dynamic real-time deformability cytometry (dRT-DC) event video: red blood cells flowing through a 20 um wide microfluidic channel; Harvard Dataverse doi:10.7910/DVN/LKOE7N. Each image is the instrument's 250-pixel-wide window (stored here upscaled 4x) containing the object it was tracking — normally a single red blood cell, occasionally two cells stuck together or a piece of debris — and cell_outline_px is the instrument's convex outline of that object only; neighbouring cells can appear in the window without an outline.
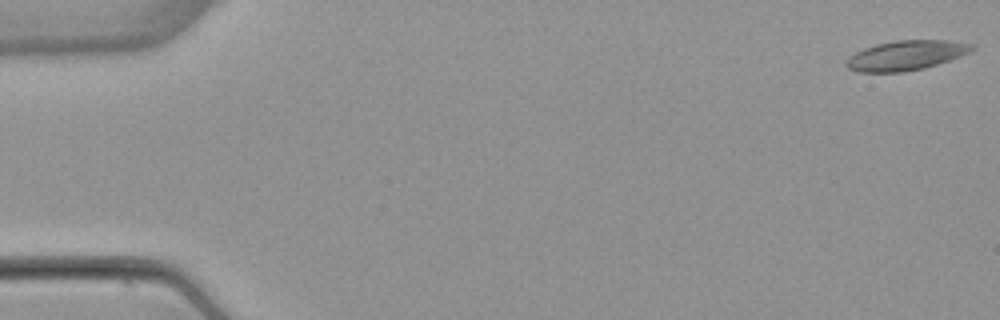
{"species": "common noctule bat (a hibernating species)", "species_latin": "Nyctalus noctula", "temperature_condition": "warm", "stored_images_in_passage": 11, "camera_frame_rate_fps": 3000, "um_per_image_px": 0.085, "animal": {"sex": "female", "body_mass_g": 22.7, "forearm_length_mm": 54.2}, "frame": {"image": 1, "passage_image": 1, "time_ms": 0.0, "image_size_px": [1000, 320], "cell_outline_px": [[976, 48], [960, 56], [924, 68], [904, 72], [860, 72], [848, 68], [844, 64], [844, 60], [848, 56], [864, 48], [876, 44], [896, 40], [948, 40], [976, 44]], "centroid_in_image_um": [76.99, 4.7], "position_along_channel_um": 8.0, "area_um2": 21.85}}